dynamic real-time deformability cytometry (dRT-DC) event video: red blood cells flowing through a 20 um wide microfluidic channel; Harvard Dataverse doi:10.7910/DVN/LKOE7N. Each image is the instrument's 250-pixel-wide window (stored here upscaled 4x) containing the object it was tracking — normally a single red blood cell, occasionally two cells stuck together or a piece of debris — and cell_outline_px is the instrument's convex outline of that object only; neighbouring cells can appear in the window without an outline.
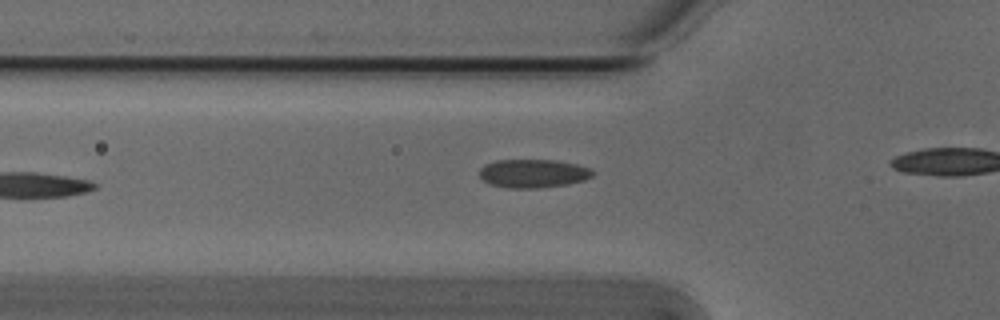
{"species": "Egyptian fruit bat (a non-hibernating species)", "species_latin": "Rousettus aegyptiacus", "temperature_condition": "cold", "stored_images_in_passage": 6, "camera_frame_rate_fps": 3000, "um_per_image_px": 0.085, "animal": {"sex": "male"}, "frame": {"image": 1, "passage_image": 5, "time_ms": 1.333, "image_size_px": [1000, 320], "cell_outline_px": [[596, 172], [592, 176], [584, 180], [568, 184], [540, 188], [508, 188], [492, 184], [484, 180], [480, 176], [480, 168], [484, 164], [496, 160], [556, 160], [576, 164], [592, 168]], "centroid_in_image_um": [45.36, 14.74], "position_along_channel_um": 80.4, "area_um2": 18.9}}